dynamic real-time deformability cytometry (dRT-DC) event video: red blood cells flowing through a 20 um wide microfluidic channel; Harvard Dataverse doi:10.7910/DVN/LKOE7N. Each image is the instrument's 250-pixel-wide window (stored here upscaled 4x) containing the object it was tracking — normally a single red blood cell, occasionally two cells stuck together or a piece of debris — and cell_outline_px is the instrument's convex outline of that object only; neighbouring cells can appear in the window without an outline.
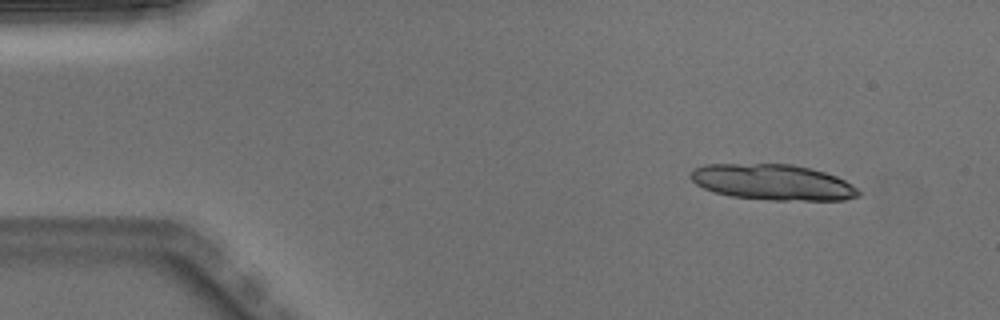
{"species": "Egyptian fruit bat (a non-hibernating species)", "species_latin": "Rousettus aegyptiacus", "temperature_condition": "warm", "stored_images_in_passage": 6, "segment_of_instrument_passage": [1, 2], "camera_frame_rate_fps": 3000, "um_per_image_px": 0.085, "animal": {"sex": "male"}, "frame": {"image": 1, "passage_image": 2, "time_ms": 0.333, "image_size_px": [1000, 320], "cell_outline_px": [[860, 196], [844, 200], [772, 200], [732, 196], [716, 192], [704, 188], [696, 184], [688, 176], [692, 168], [704, 164], [792, 164], [812, 168], [836, 176], [852, 184], [860, 192]], "centroid_in_image_um": [65.67, 15.48], "position_along_channel_um": 19.3, "area_um2": 35.08}}